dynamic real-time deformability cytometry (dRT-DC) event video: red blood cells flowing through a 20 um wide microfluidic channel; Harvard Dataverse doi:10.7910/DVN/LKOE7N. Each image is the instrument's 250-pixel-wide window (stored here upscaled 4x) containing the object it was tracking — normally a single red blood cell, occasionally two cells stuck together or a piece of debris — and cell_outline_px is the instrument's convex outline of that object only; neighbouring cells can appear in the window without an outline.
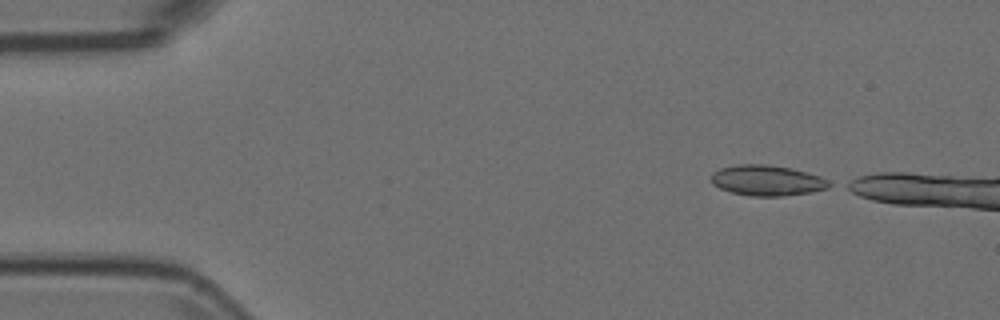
{"species": "Egyptian fruit bat (a non-hibernating species)", "species_latin": "Rousettus aegyptiacus", "temperature_condition": "room temperature", "stored_images_in_passage": 7, "camera_frame_rate_fps": 3000, "um_per_image_px": 0.085, "animal": {"sex": "female"}, "frame": {"image": 1, "passage_image": 1, "time_ms": 0.0, "image_size_px": [1000, 320], "cell_outline_px": [[836, 184], [828, 188], [812, 192], [780, 196], [752, 196], [732, 192], [720, 188], [712, 184], [712, 172], [720, 168], [736, 164], [768, 164], [792, 168], [820, 176]], "centroid_in_image_um": [65.23, 15.33], "position_along_channel_um": 19.8, "area_um2": 21.15}}